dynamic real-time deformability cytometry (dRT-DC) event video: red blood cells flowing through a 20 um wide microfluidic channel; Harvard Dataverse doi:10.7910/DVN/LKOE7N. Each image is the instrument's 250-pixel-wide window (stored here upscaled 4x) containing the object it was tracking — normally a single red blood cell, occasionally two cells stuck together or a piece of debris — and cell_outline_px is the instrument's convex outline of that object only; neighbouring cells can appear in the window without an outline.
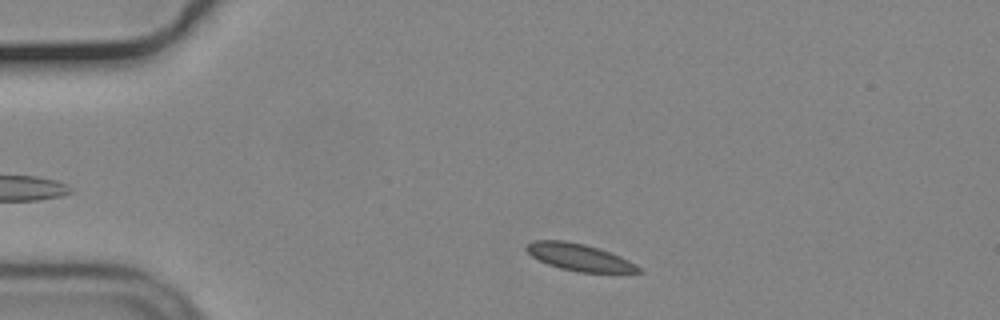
{"species": "common noctule bat (a hibernating species)", "species_latin": "Nyctalus noctula", "temperature_condition": "cold", "stored_images_in_passage": 38, "camera_frame_rate_fps": 3000, "um_per_image_px": 0.085, "animal": {"sex": "male", "body_mass_g": 19.2, "forearm_length_mm": 51.8}, "frame": {"image": 1, "passage_image": 4, "time_ms": 1.0, "image_size_px": [1000, 320], "cell_outline_px": [[644, 272], [580, 272], [560, 268], [548, 264], [532, 256], [524, 248], [532, 240], [564, 240], [584, 244], [620, 256], [636, 264]], "centroid_in_image_um": [49.22, 21.86], "position_along_channel_um": 35.8, "area_um2": 17.34}}
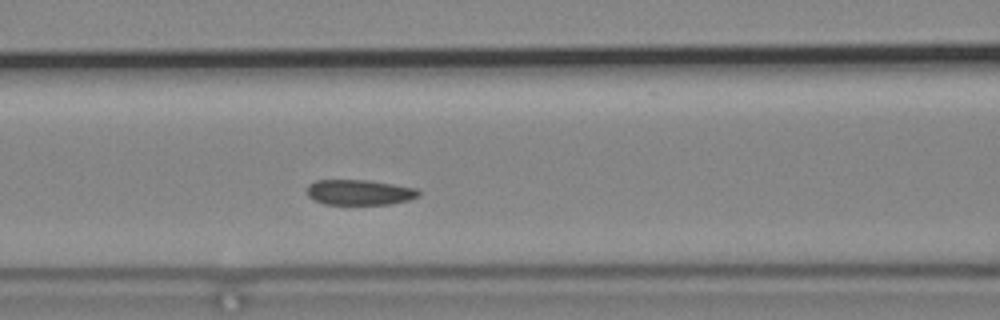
{"frame": {"image": 2, "passage_image": 16, "time_ms": 5.0, "image_size_px": [1000, 320], "cell_outline_px": [[420, 196], [408, 200], [388, 204], [324, 204], [308, 196], [308, 184], [316, 180], [368, 180], [416, 188], [420, 192]], "centroid_in_image_um": [30.56, 16.34], "position_along_channel_um": 136.0, "area_um2": 16.36}}
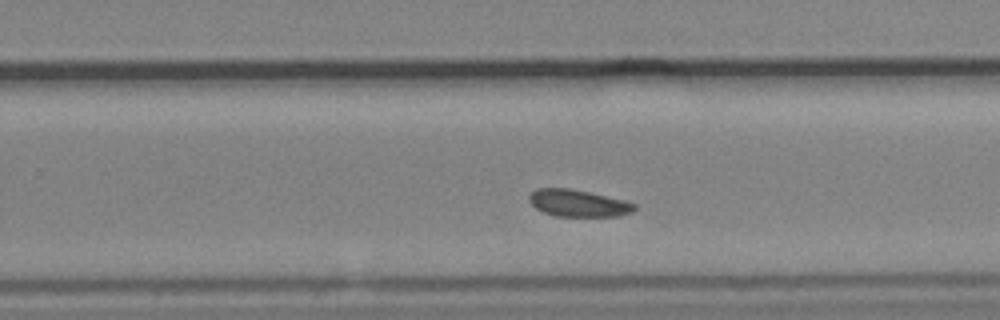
{"frame": {"image": 3, "passage_image": 28, "time_ms": 9.0, "image_size_px": [1000, 320], "cell_outline_px": [[636, 208], [632, 212], [620, 216], [556, 216], [544, 212], [536, 208], [528, 200], [528, 196], [536, 188], [568, 188], [588, 192], [624, 200], [636, 204]], "centroid_in_image_um": [49.14, 17.27], "position_along_channel_um": 280.7, "area_um2": 16.47}}